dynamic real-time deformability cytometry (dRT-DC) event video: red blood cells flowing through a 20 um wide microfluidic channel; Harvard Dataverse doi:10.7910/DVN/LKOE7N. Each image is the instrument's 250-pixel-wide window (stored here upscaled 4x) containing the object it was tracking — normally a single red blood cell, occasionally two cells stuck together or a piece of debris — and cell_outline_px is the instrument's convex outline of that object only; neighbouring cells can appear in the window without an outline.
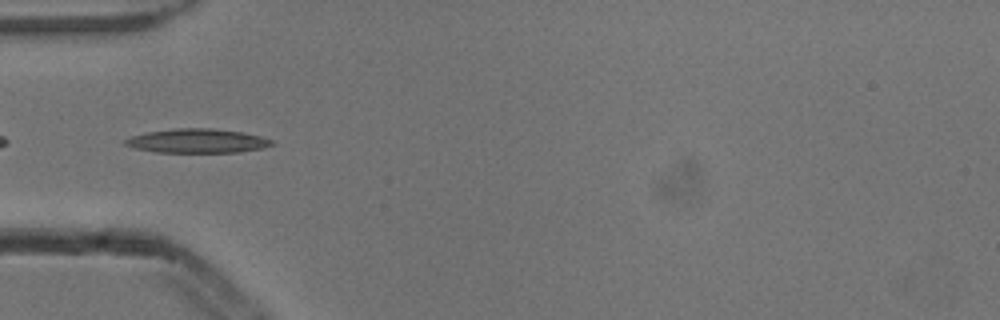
{"species": "common noctule bat (a hibernating species)", "species_latin": "Nyctalus noctula", "temperature_condition": "cold", "stored_images_in_passage": 8, "camera_frame_rate_fps": 3000, "um_per_image_px": 0.085, "animal": {"sex": "male", "body_mass_g": 13.3}, "frame": {"image": 1, "passage_image": 5, "time_ms": 1.333, "image_size_px": [1000, 320], "cell_outline_px": [[276, 144], [264, 148], [240, 152], [156, 152], [132, 148], [124, 144], [124, 140], [132, 136], [148, 132], [176, 128], [212, 128], [240, 132], [260, 136], [272, 140]], "centroid_in_image_um": [16.78, 11.98], "position_along_channel_um": 68.2, "area_um2": 20.58}}
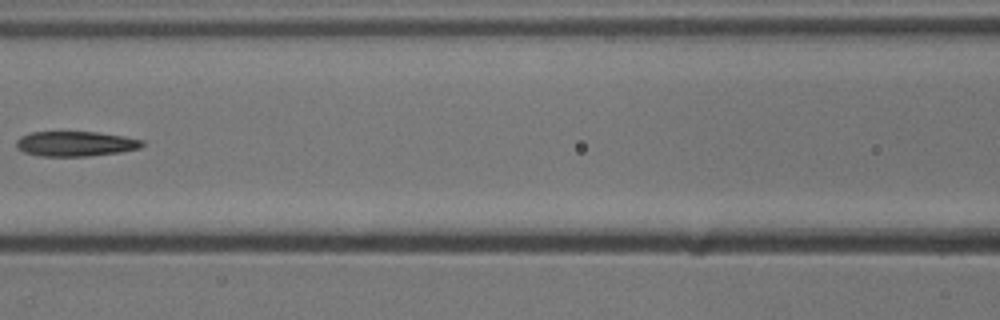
{"frame": {"image": 2, "passage_image": 7, "time_ms": 2.0, "image_size_px": [1000, 320], "cell_outline_px": [[144, 144], [140, 148], [120, 152], [88, 156], [40, 156], [24, 152], [16, 148], [16, 140], [20, 136], [32, 132], [96, 132], [124, 136], [144, 140]], "centroid_in_image_um": [6.41, 12.22], "position_along_channel_um": 160.2, "area_um2": 18.38}}
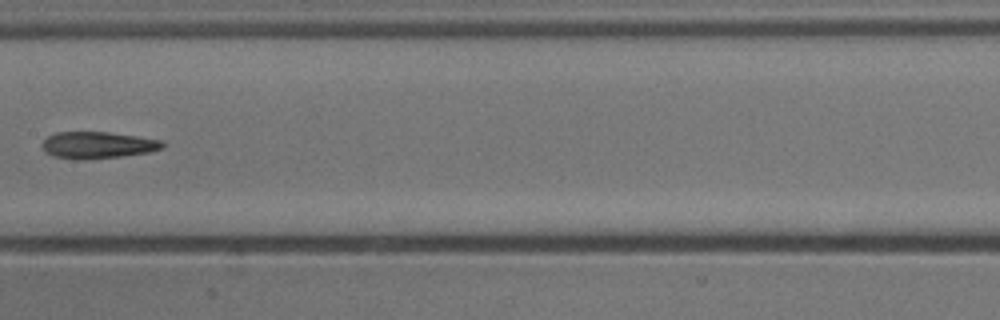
{"frame": {"image": 3, "passage_image": 8, "time_ms": 2.333, "image_size_px": [1000, 320], "cell_outline_px": [[164, 148], [148, 152], [120, 156], [76, 160], [52, 156], [44, 152], [44, 140], [48, 136], [56, 132], [108, 132], [164, 140]], "centroid_in_image_um": [8.31, 12.33], "position_along_channel_um": 199.1, "area_um2": 18.67}}